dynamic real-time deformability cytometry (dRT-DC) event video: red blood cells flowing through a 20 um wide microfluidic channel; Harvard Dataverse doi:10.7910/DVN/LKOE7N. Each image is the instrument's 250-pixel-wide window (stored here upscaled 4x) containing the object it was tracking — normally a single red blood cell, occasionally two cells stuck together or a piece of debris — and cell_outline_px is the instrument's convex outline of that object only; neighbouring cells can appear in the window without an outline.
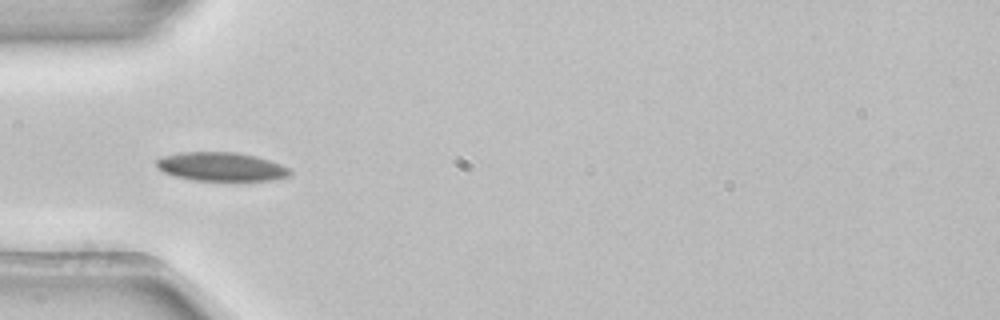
{"species": "common noctule bat (a hibernating species)", "species_latin": "Nyctalus noctula", "temperature_condition": "room temperature", "stored_images_in_passage": 5, "camera_frame_rate_fps": 3000, "um_per_image_px": 0.085, "animal": {"sex": "female", "body_mass_g": 22.7, "forearm_length_mm": 54.2}, "frame": {"image": 1, "passage_image": 5, "time_ms": 1.333, "image_size_px": [1000, 320], "cell_outline_px": [[292, 172], [288, 176], [272, 180], [196, 180], [176, 176], [164, 172], [156, 164], [156, 160], [160, 156], [180, 152], [236, 152], [256, 156], [292, 168]], "centroid_in_image_um": [18.82, 14.15], "position_along_channel_um": 66.2, "area_um2": 22.25}}